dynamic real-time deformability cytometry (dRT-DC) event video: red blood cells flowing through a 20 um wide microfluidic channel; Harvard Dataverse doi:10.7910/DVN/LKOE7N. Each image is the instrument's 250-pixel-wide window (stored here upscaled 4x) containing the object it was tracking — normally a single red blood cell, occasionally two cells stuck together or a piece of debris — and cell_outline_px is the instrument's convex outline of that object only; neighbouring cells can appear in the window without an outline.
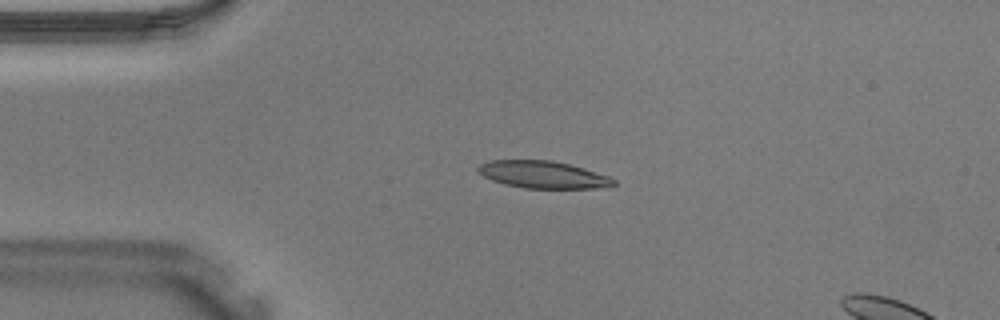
{"species": "Egyptian fruit bat (a non-hibernating species)", "species_latin": "Rousettus aegyptiacus", "temperature_condition": "warm", "stored_images_in_passage": 5, "camera_frame_rate_fps": 3000, "um_per_image_px": 0.085, "animal": {"sex": "male"}, "frame": {"image": 1, "passage_image": 1, "time_ms": 0.0, "image_size_px": [1000, 320], "cell_outline_px": [[616, 184], [612, 188], [524, 188], [504, 184], [492, 180], [484, 176], [476, 168], [480, 164], [492, 160], [552, 160], [584, 168], [608, 176], [616, 180]], "centroid_in_image_um": [46.21, 14.85], "position_along_channel_um": 38.8, "area_um2": 21.56}}